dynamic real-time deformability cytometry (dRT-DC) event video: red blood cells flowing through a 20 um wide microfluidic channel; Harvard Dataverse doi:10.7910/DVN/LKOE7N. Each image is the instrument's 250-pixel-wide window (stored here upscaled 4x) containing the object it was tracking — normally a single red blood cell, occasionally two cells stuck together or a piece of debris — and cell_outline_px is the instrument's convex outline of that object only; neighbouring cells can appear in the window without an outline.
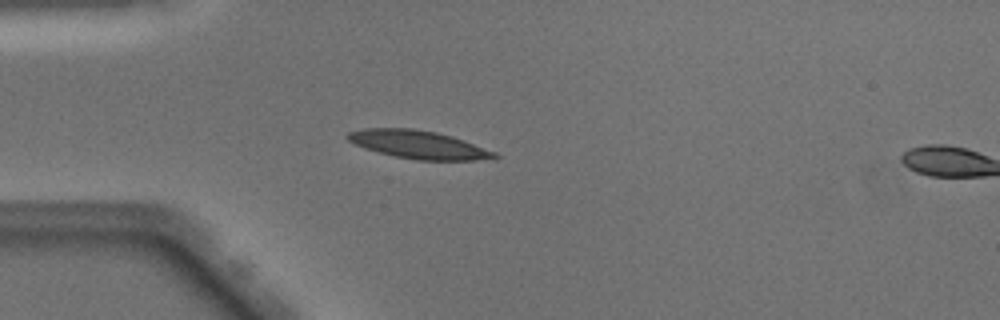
{"species": "Egyptian fruit bat (a non-hibernating species)", "species_latin": "Rousettus aegyptiacus", "temperature_condition": "warm", "stored_images_in_passage": 9, "camera_frame_rate_fps": 3000, "um_per_image_px": 0.085, "animal": {"sex": "male"}, "frame": {"image": 1, "passage_image": 8, "time_ms": 2.333, "image_size_px": [1000, 320], "cell_outline_px": [[500, 156], [476, 160], [416, 160], [376, 152], [364, 148], [348, 140], [344, 136], [348, 132], [364, 128], [412, 128], [436, 132], [452, 136], [464, 140], [496, 152]], "centroid_in_image_um": [35.53, 12.28], "position_along_channel_um": 49.5, "area_um2": 23.99}}